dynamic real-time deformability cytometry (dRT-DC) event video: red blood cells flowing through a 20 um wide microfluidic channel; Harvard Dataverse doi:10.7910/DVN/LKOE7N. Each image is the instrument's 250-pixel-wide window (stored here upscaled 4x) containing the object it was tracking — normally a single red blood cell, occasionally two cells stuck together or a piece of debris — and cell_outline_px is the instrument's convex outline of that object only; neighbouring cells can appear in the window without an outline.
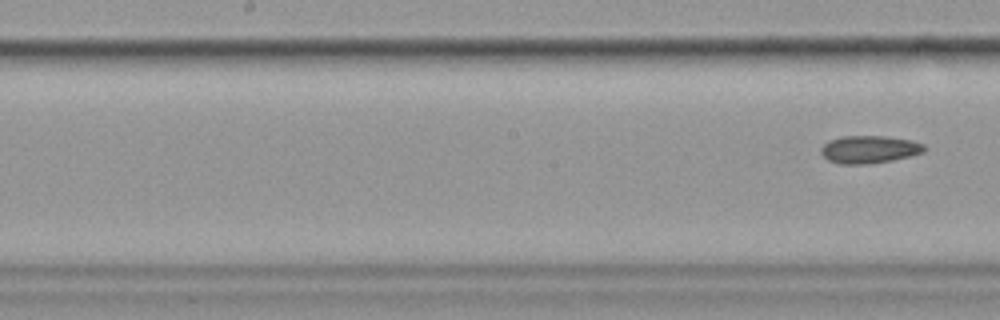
{"species": "common noctule bat (a hibernating species)", "species_latin": "Nyctalus noctula", "temperature_condition": "cold", "stored_images_in_passage": 6, "segment_of_instrument_passage": [2, 2], "camera_frame_rate_fps": 3000, "um_per_image_px": 0.085, "animal": {"sex": "female", "body_mass_g": 19.9}, "frame": {"image": 1, "passage_image": 6, "time_ms": 6.667, "image_size_px": [1000, 320], "cell_outline_px": [[928, 148], [924, 152], [892, 160], [868, 164], [840, 164], [828, 160], [820, 152], [820, 148], [828, 140], [844, 136], [884, 136], [912, 140], [924, 144]], "centroid_in_image_um": [73.89, 12.69], "position_along_channel_um": 174.3, "area_um2": 16.7}}